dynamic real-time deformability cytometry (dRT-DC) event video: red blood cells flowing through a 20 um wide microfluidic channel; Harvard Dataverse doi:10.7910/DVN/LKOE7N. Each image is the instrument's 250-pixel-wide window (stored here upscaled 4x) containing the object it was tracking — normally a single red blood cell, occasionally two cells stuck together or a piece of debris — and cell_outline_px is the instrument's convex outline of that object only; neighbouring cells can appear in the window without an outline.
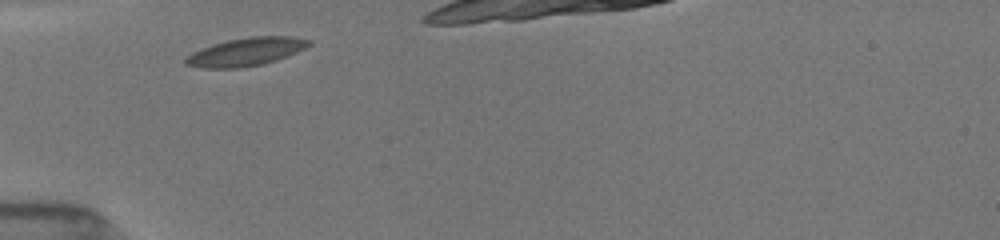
{"species": "common noctule bat (a hibernating species)", "species_latin": "Nyctalus noctula", "temperature_condition": "room temperature", "stored_images_in_passage": 11, "camera_frame_rate_fps": 3000, "um_per_image_px": 0.085, "animal": {"sex": "female", "body_mass_g": 19.5, "forearm_length_mm": 54.1}, "frame": {"image": 1, "passage_image": 1, "time_ms": 0.0, "image_size_px": [1000, 240], "cell_outline_px": [[312, 44], [288, 56], [276, 60], [260, 64], [240, 68], [200, 68], [184, 64], [184, 60], [192, 52], [212, 44], [228, 40], [248, 36], [292, 36], [312, 40]], "centroid_in_image_um": [20.91, 4.4], "position_along_channel_um": 64.1, "area_um2": 20.23}}
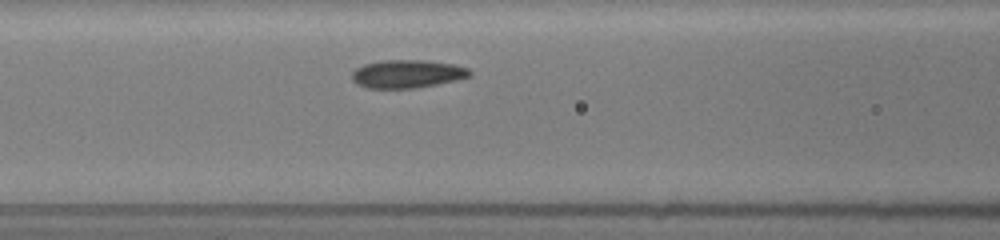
{"frame": {"image": 2, "passage_image": 3, "time_ms": 0.333, "image_size_px": [1000, 240], "cell_outline_px": [[472, 76], [436, 84], [412, 88], [368, 88], [356, 84], [352, 80], [352, 72], [356, 68], [364, 64], [384, 60], [424, 60], [452, 64], [468, 68], [472, 72]], "centroid_in_image_um": [34.59, 6.28], "position_along_channel_um": 132.0, "area_um2": 19.19}}
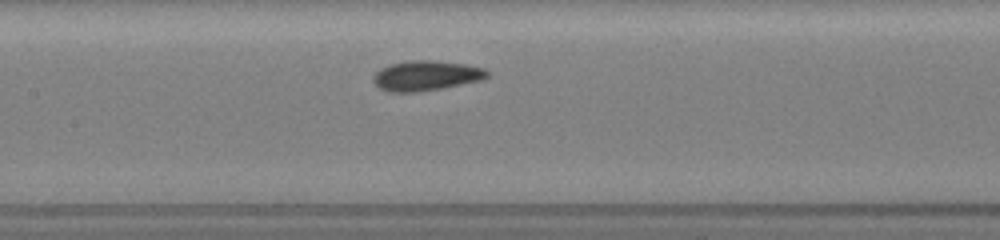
{"frame": {"image": 3, "passage_image": 8, "time_ms": 1.333, "image_size_px": [1000, 240], "cell_outline_px": [[488, 76], [480, 80], [444, 88], [420, 92], [388, 92], [380, 88], [372, 80], [372, 76], [380, 68], [388, 64], [412, 60], [432, 60], [464, 64], [484, 68], [488, 72]], "centroid_in_image_um": [36.17, 6.43], "position_along_channel_um": 171.2, "area_um2": 20.0}}